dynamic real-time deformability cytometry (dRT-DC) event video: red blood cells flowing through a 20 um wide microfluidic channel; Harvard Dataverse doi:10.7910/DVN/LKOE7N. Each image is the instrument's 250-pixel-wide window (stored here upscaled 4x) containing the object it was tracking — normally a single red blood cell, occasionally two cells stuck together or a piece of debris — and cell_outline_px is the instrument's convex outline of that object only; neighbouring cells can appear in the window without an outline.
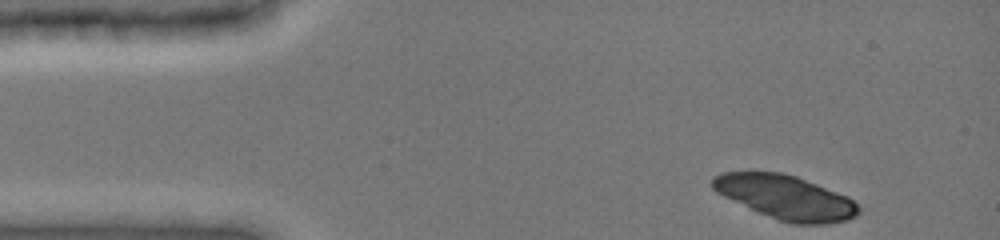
{"species": "common noctule bat (a hibernating species)", "species_latin": "Nyctalus noctula", "temperature_condition": "cold", "stored_images_in_passage": 13, "camera_frame_rate_fps": 3000, "um_per_image_px": 0.085, "animal": {"sex": "female", "body_mass_g": 19.0, "forearm_length_mm": 51.5}, "frame": {"image": 1, "passage_image": 1, "time_ms": 0.0, "image_size_px": [1000, 240], "cell_outline_px": [[860, 212], [856, 216], [848, 220], [828, 224], [792, 224], [780, 220], [760, 212], [724, 196], [716, 192], [712, 188], [712, 176], [724, 172], [780, 172], [796, 176], [848, 196], [860, 208]], "centroid_in_image_um": [66.81, 16.77], "position_along_channel_um": 18.2, "area_um2": 37.17}}